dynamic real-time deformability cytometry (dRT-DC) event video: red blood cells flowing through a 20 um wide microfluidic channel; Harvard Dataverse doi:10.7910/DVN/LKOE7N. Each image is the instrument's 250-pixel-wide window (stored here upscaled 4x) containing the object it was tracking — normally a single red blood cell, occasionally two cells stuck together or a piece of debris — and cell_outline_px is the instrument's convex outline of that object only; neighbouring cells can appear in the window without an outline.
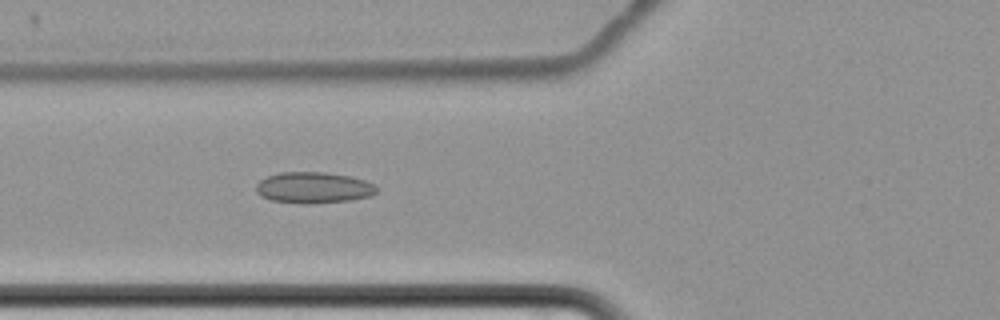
{"species": "common noctule bat (a hibernating species)", "species_latin": "Nyctalus noctula", "temperature_condition": "cold", "stored_images_in_passage": 8, "camera_frame_rate_fps": 3000, "um_per_image_px": 0.085, "animal": {"sex": "female", "body_mass_g": 22.7, "forearm_length_mm": 54.2}, "frame": {"image": 1, "passage_image": 8, "time_ms": 8.333, "image_size_px": [1000, 320], "cell_outline_px": [[380, 188], [376, 192], [368, 196], [348, 200], [312, 204], [304, 204], [272, 200], [260, 196], [256, 192], [256, 184], [260, 180], [268, 176], [280, 172], [324, 172], [352, 176], [376, 184]], "centroid_in_image_um": [26.66, 15.94], "position_along_channel_um": 99.1, "area_um2": 22.02}}